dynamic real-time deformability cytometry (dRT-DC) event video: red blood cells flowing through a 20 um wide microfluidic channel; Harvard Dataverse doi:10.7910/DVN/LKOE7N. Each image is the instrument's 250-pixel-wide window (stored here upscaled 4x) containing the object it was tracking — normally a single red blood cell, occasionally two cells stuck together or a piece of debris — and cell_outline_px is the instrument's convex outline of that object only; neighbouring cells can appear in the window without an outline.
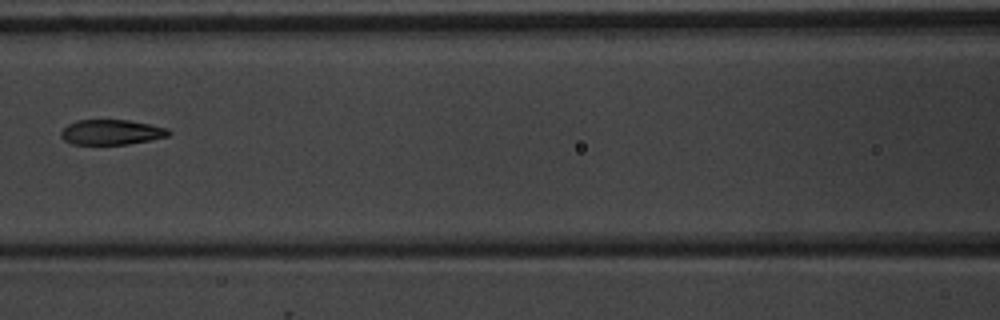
{"species": "common noctule bat (a hibernating species)", "species_latin": "Nyctalus noctula", "temperature_condition": "warm", "stored_images_in_passage": 7, "camera_frame_rate_fps": 3000, "um_per_image_px": 0.085, "animal": {"sex": "male", "body_mass_g": 20.1, "forearm_length_mm": 53.5}, "frame": {"image": 1, "passage_image": 6, "time_ms": 5.667, "image_size_px": [1000, 320], "cell_outline_px": [[172, 132], [168, 136], [152, 140], [128, 144], [72, 144], [64, 140], [60, 136], [60, 132], [68, 124], [76, 120], [128, 120], [168, 128]], "centroid_in_image_um": [9.47, 11.24], "position_along_channel_um": 157.1, "area_um2": 15.78}}
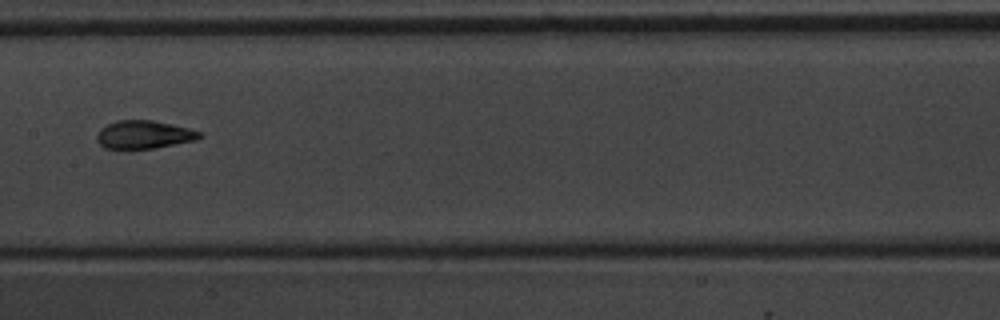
{"frame": {"image": 2, "passage_image": 7, "time_ms": 6.667, "image_size_px": [1000, 320], "cell_outline_px": [[204, 136], [196, 140], [156, 148], [124, 152], [104, 148], [96, 140], [96, 136], [100, 128], [116, 120], [152, 120], [188, 128], [204, 132]], "centroid_in_image_um": [12.2, 11.49], "position_along_channel_um": 195.2, "area_um2": 17.63}}